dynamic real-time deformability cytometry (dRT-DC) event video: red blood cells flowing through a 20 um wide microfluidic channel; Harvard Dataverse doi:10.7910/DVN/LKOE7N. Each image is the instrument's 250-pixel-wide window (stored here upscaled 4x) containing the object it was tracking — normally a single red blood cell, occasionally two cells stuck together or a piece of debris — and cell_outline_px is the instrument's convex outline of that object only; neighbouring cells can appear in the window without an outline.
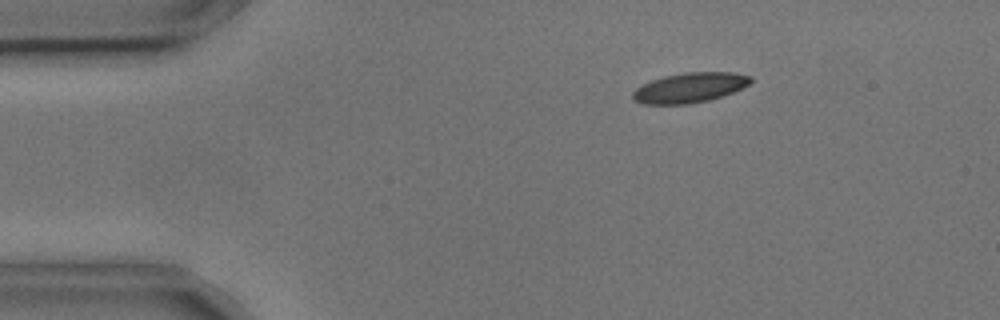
{"species": "common noctule bat (a hibernating species)", "species_latin": "Nyctalus noctula", "temperature_condition": "cold", "stored_images_in_passage": 5, "segment_of_instrument_passage": [1, 2], "camera_frame_rate_fps": 3000, "um_per_image_px": 0.085, "animal": {"sex": "male", "body_mass_g": 17.9, "forearm_length_mm": 54.2}, "frame": {"image": 1, "passage_image": 3, "time_ms": 0.667, "image_size_px": [1000, 320], "cell_outline_px": [[752, 80], [748, 84], [732, 92], [708, 100], [688, 104], [644, 104], [632, 100], [632, 92], [636, 88], [652, 80], [664, 76], [684, 72], [732, 72], [752, 76]], "centroid_in_image_um": [58.59, 7.45], "position_along_channel_um": 26.4, "area_um2": 20.4}}